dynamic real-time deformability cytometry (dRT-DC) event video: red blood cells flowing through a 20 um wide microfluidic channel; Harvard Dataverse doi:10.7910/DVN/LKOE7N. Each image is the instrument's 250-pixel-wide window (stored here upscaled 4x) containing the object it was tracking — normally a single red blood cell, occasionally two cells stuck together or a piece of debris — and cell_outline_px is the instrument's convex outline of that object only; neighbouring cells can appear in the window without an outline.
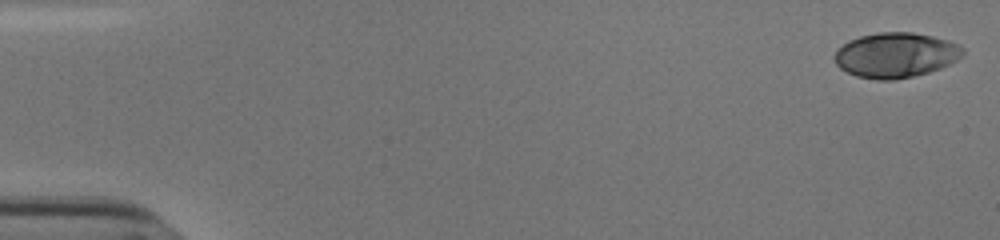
{"species": "human", "species_latin": "Homo sapiens", "temperature_condition": "cold", "stored_images_in_passage": 46, "camera_frame_rate_fps": 3000, "um_per_image_px": 0.085, "donor": {"sex": "male"}, "frame": {"image": 1, "passage_image": 1, "time_ms": 0.0, "image_size_px": [1000, 240], "cell_outline_px": [[964, 56], [940, 68], [928, 72], [912, 76], [892, 80], [880, 80], [856, 76], [840, 68], [836, 64], [832, 56], [848, 40], [860, 36], [880, 32], [912, 32], [932, 36], [948, 40], [960, 44], [964, 48]], "centroid_in_image_um": [76.15, 4.67], "position_along_channel_um": 8.9, "area_um2": 33.64}}
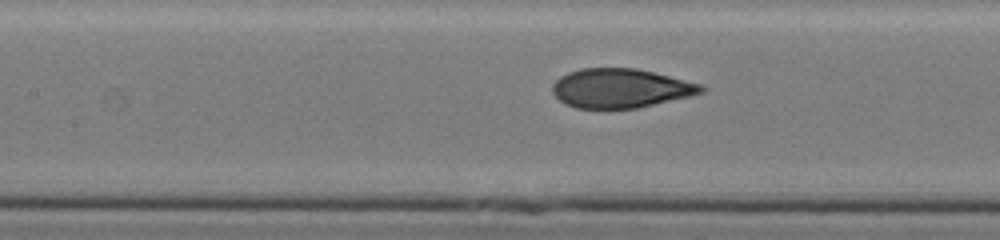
{"frame": {"image": 2, "passage_image": 25, "time_ms": 8.0, "image_size_px": [1000, 240], "cell_outline_px": [[704, 92], [688, 96], [636, 108], [576, 108], [564, 104], [552, 92], [552, 84], [560, 76], [568, 72], [580, 68], [636, 68], [700, 84], [704, 88]], "centroid_in_image_um": [52.68, 7.49], "position_along_channel_um": 154.7, "area_um2": 33.58}}
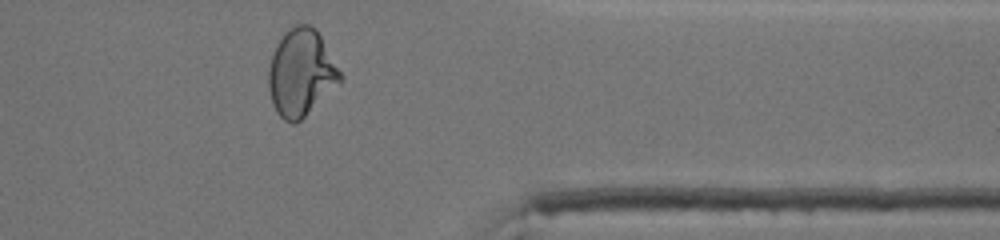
{"frame": {"image": 3, "passage_image": 44, "time_ms": 14.333, "image_size_px": [1000, 240], "cell_outline_px": [[344, 80], [296, 124], [292, 124], [284, 120], [276, 112], [272, 104], [268, 88], [268, 68], [272, 52], [276, 44], [296, 24], [308, 24], [316, 28], [344, 76]], "centroid_in_image_um": [25.6, 6.21], "position_along_channel_um": 385.8, "area_um2": 36.47}, "authors_computed_cell_mechanics": {"area_um2": 33.9575, "velocity_mm_per_s": 3.8278, "shape_relaxation_time_tau1_ms": 7.9941, "shape_relaxation_time_tau2_ms": 0.7052, "deformation_change_tau1": 0.2491, "deformation_change_tau2": 0.0566}}